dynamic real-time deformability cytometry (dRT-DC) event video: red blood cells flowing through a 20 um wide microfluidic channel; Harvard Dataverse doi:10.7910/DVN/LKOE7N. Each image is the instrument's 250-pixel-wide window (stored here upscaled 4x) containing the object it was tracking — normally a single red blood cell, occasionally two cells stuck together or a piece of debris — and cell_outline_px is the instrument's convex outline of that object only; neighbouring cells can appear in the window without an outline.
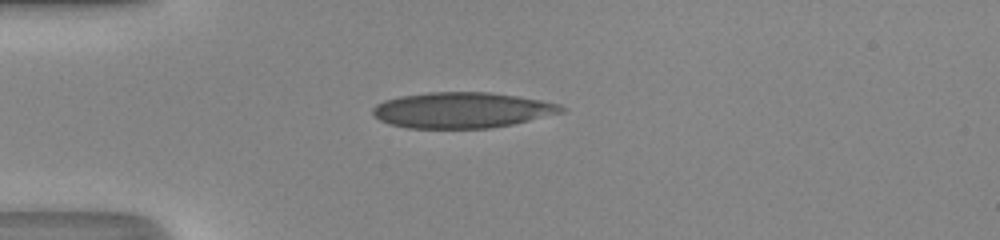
{"species": "human", "species_latin": "Homo sapiens", "temperature_condition": "room temperature", "stored_images_in_passage": 36, "camera_frame_rate_fps": 3000, "um_per_image_px": 0.085, "donor": {"sex": "male"}, "frame": {"image": 1, "passage_image": 1, "time_ms": 0.0, "image_size_px": [1000, 240], "cell_outline_px": [[568, 108], [564, 112], [512, 124], [488, 128], [408, 128], [392, 124], [380, 120], [372, 112], [372, 108], [376, 104], [384, 100], [400, 96], [428, 92], [488, 92], [516, 96], [540, 100], [560, 104]], "centroid_in_image_um": [39.28, 9.35], "position_along_channel_um": 45.7, "area_um2": 39.13}}
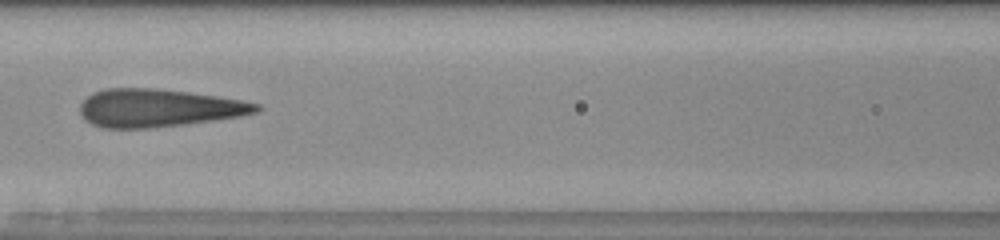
{"frame": {"image": 2, "passage_image": 10, "time_ms": 3.0, "image_size_px": [1000, 240], "cell_outline_px": [[264, 108], [256, 112], [240, 116], [184, 124], [148, 128], [104, 128], [92, 124], [84, 120], [80, 116], [80, 104], [92, 92], [104, 88], [152, 88], [188, 92], [244, 100], [260, 104]], "centroid_in_image_um": [13.45, 9.17], "position_along_channel_um": 153.2, "area_um2": 39.02}}
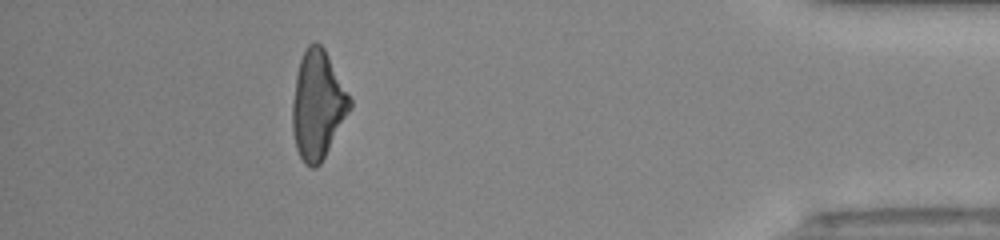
{"frame": {"image": 3, "passage_image": 31, "time_ms": 10.0, "image_size_px": [1000, 240], "cell_outline_px": [[352, 108], [320, 164], [316, 168], [312, 168], [304, 164], [296, 148], [292, 132], [292, 104], [296, 76], [300, 60], [308, 44], [320, 44], [324, 48], [352, 100]], "centroid_in_image_um": [27.0, 8.96], "position_along_channel_um": 408.2, "area_um2": 36.07}, "authors_computed_cell_mechanics": {"area_um2": 38.6971, "velocity_mm_per_s": 4.3611, "shape_relaxation_time_tau1_ms": null, "shape_relaxation_time_tau2_ms": 0.9438, "deformation_change_tau1": null, "deformation_change_tau2": 0.1051}}